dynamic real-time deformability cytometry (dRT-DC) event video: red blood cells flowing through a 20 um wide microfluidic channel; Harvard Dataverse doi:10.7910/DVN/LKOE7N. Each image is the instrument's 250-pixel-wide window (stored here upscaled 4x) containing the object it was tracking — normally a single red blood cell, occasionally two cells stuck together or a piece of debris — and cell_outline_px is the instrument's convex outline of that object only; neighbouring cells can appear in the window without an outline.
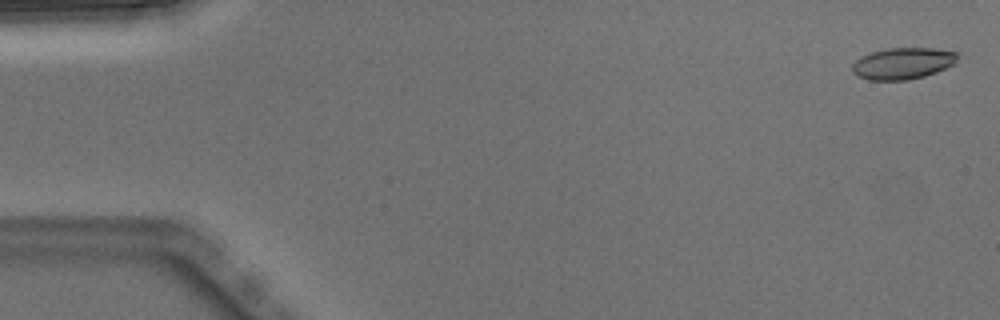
{"species": "Egyptian fruit bat (a non-hibernating species)", "species_latin": "Rousettus aegyptiacus", "temperature_condition": "warm", "stored_images_in_passage": 3, "segment_of_instrument_passage": [2, 2], "camera_frame_rate_fps": 3000, "um_per_image_px": 0.085, "animal": {"sex": "male"}, "frame": {"image": 1, "passage_image": 3, "time_ms": 0.667, "image_size_px": [1000, 320], "cell_outline_px": [[960, 52], [956, 64], [936, 72], [924, 76], [908, 80], [868, 80], [852, 72], [852, 64], [860, 56], [872, 52], [888, 48], [932, 48]], "centroid_in_image_um": [76.78, 5.38], "position_along_channel_um": 8.2, "area_um2": 19.54}}